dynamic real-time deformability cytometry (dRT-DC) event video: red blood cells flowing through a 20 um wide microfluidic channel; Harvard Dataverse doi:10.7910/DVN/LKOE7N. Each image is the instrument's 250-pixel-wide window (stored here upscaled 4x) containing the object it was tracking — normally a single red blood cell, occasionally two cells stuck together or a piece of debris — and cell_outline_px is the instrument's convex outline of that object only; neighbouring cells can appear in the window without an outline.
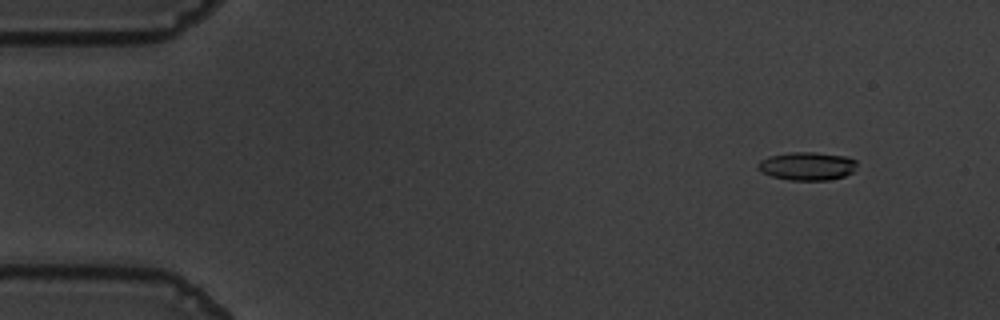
{"species": "common noctule bat (a hibernating species)", "species_latin": "Nyctalus noctula", "temperature_condition": "warm", "stored_images_in_passage": 52, "camera_frame_rate_fps": 3000, "um_per_image_px": 0.085, "animal": {"sex": "male", "body_mass_g": 19.5, "forearm_length_mm": 54.6}, "frame": {"image": 1, "passage_image": 1, "time_ms": 0.0, "image_size_px": [1000, 320], "cell_outline_px": [[856, 164], [852, 172], [844, 176], [828, 180], [788, 180], [772, 176], [760, 172], [756, 164], [760, 160], [768, 156], [792, 152], [812, 152], [844, 156], [856, 160]], "centroid_in_image_um": [68.56, 14.12], "position_along_channel_um": 16.4, "area_um2": 16.24}}
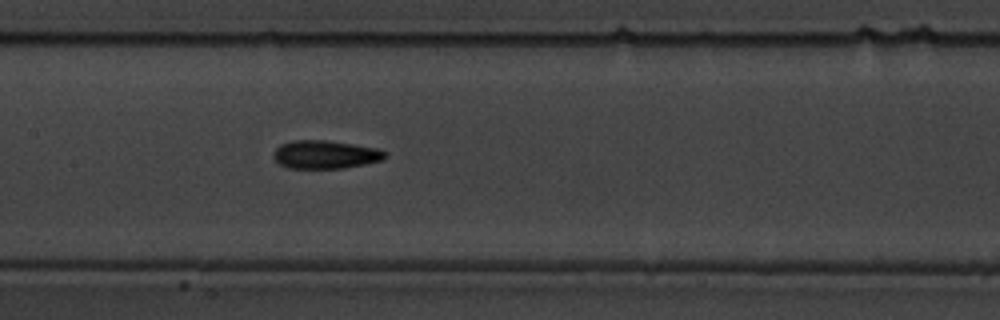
{"frame": {"image": 2, "passage_image": 23, "time_ms": 7.333, "image_size_px": [1000, 320], "cell_outline_px": [[388, 156], [384, 160], [344, 168], [288, 168], [280, 164], [272, 156], [276, 148], [280, 144], [292, 140], [324, 140], [380, 148], [388, 152]], "centroid_in_image_um": [27.69, 13.13], "position_along_channel_um": 179.7, "area_um2": 18.55}}
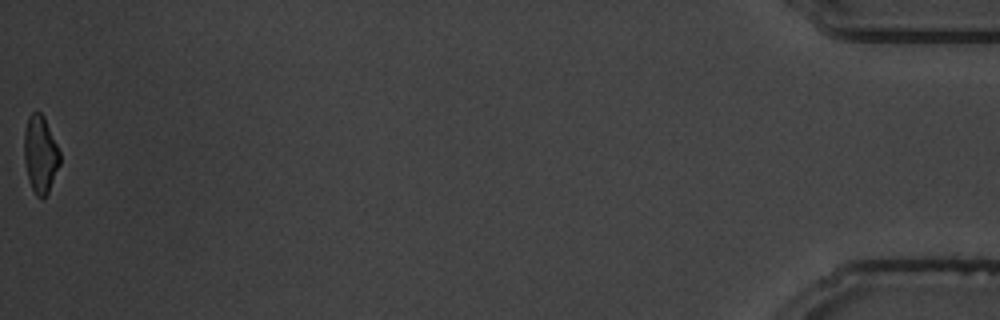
{"frame": {"image": 3, "passage_image": 52, "time_ms": 17.0, "image_size_px": [1000, 320], "cell_outline_px": [[60, 164], [48, 192], [40, 200], [36, 196], [28, 180], [24, 160], [24, 132], [28, 116], [32, 112], [40, 112], [44, 116], [60, 152]], "centroid_in_image_um": [3.42, 13.12], "position_along_channel_um": 431.8, "area_um2": 16.13}, "authors_computed_cell_mechanics": {"area_um2": 17.5134, "velocity_mm_per_s": 3.6267, "shape_relaxation_time_tau1_ms": 8.4565, "shape_relaxation_time_tau2_ms": 4.1061, "deformation_change_tau1": 0.2397, "deformation_change_tau2": 0.1186}}